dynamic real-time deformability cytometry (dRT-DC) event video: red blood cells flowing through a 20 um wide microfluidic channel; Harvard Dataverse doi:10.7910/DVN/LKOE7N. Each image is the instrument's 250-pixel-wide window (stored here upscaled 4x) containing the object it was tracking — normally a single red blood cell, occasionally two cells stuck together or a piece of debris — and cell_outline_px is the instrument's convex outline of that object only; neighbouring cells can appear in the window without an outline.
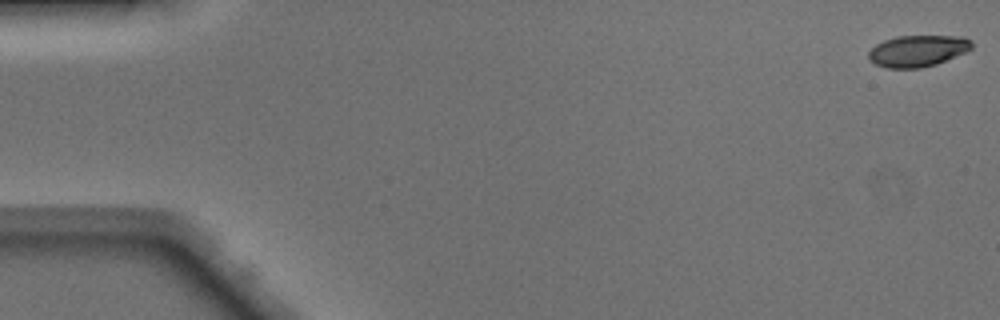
{"species": "Egyptian fruit bat (a non-hibernating species)", "species_latin": "Rousettus aegyptiacus", "temperature_condition": "warm", "stored_images_in_passage": 49, "camera_frame_rate_fps": 3000, "um_per_image_px": 0.085, "animal": {"sex": "male"}, "frame": {"image": 1, "passage_image": 1, "time_ms": 0.0, "image_size_px": [1000, 320], "cell_outline_px": [[972, 48], [964, 52], [936, 64], [920, 68], [888, 68], [876, 64], [868, 60], [868, 52], [876, 44], [884, 40], [896, 36], [964, 36], [972, 40]], "centroid_in_image_um": [77.99, 4.32], "position_along_channel_um": 7.0, "area_um2": 18.9}}
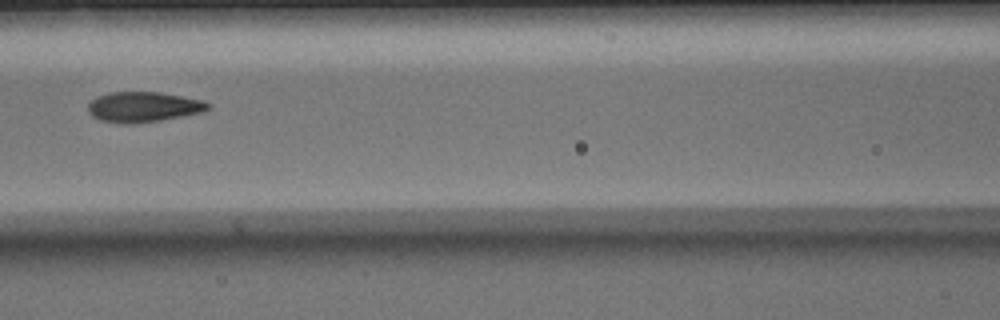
{"frame": {"image": 2, "passage_image": 22, "time_ms": 7.0, "image_size_px": [1000, 320], "cell_outline_px": [[212, 104], [204, 112], [160, 120], [132, 124], [120, 124], [100, 120], [92, 116], [88, 112], [88, 104], [96, 96], [108, 92], [160, 92], [184, 96], [204, 100]], "centroid_in_image_um": [12.19, 9.08], "position_along_channel_um": 154.4, "area_um2": 21.44}}
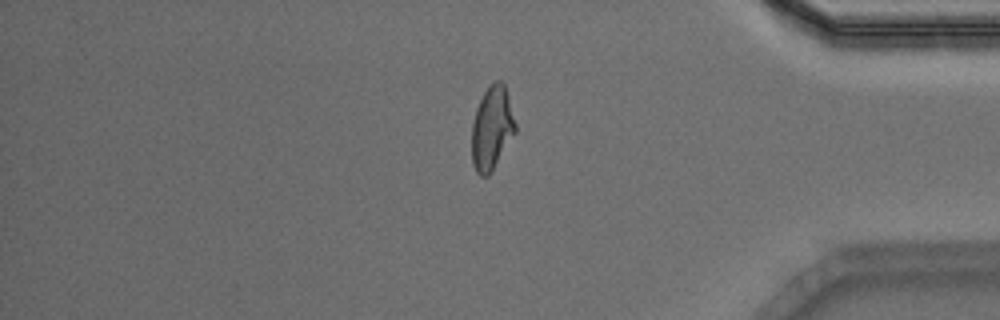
{"frame": {"image": 3, "passage_image": 41, "time_ms": 13.333, "image_size_px": [1000, 320], "cell_outline_px": [[516, 132], [488, 176], [480, 176], [476, 172], [472, 164], [472, 124], [476, 108], [484, 92], [496, 80], [500, 80], [504, 84], [508, 96], [516, 124]], "centroid_in_image_um": [41.8, 10.91], "position_along_channel_um": 393.4, "area_um2": 20.98}, "authors_computed_cell_mechanics": {"area_um2": 20.8658, "velocity_mm_per_s": 4.1738, "shape_relaxation_time_tau1_ms": 5.4789, "shape_relaxation_time_tau2_ms": 1.3288, "deformation_change_tau1": 0.1973, "deformation_change_tau2": 0.0637}}